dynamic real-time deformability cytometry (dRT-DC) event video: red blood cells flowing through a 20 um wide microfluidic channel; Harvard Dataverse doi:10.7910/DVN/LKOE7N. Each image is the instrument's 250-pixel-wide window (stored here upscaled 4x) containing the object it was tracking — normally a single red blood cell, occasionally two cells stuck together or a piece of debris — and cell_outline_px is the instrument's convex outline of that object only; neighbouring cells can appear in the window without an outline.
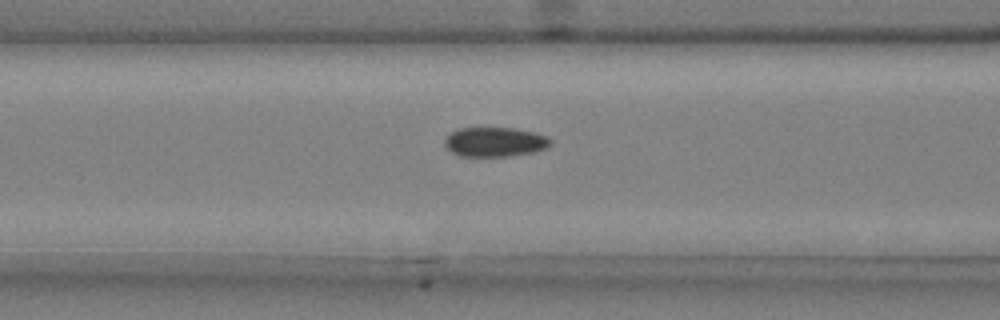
{"species": "common noctule bat (a hibernating species)", "species_latin": "Nyctalus noctula", "temperature_condition": "cold", "stored_images_in_passage": 33, "camera_frame_rate_fps": 3000, "um_per_image_px": 0.085, "animal": {"sex": "male", "body_mass_g": 20.4}, "frame": {"image": 1, "passage_image": 5, "time_ms": 1.333, "image_size_px": [1000, 320], "cell_outline_px": [[552, 144], [548, 148], [532, 152], [512, 156], [460, 156], [444, 148], [444, 140], [448, 132], [456, 128], [516, 128], [532, 132], [544, 136], [552, 140]], "centroid_in_image_um": [42.01, 12.06], "position_along_channel_um": 124.6, "area_um2": 18.44}}
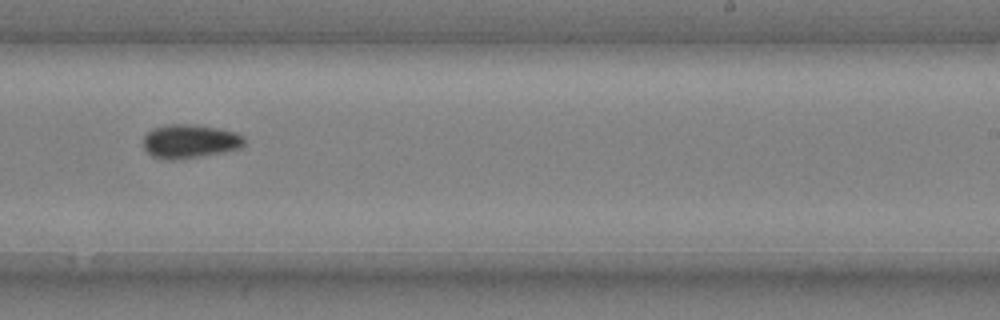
{"frame": {"image": 2, "passage_image": 17, "time_ms": 5.333, "image_size_px": [1000, 320], "cell_outline_px": [[244, 144], [240, 148], [224, 152], [176, 160], [168, 160], [152, 156], [144, 148], [144, 136], [152, 128], [168, 124], [192, 124], [216, 128], [236, 132], [244, 136]], "centroid_in_image_um": [16.13, 12.01], "position_along_channel_um": 272.9, "area_um2": 19.88}}
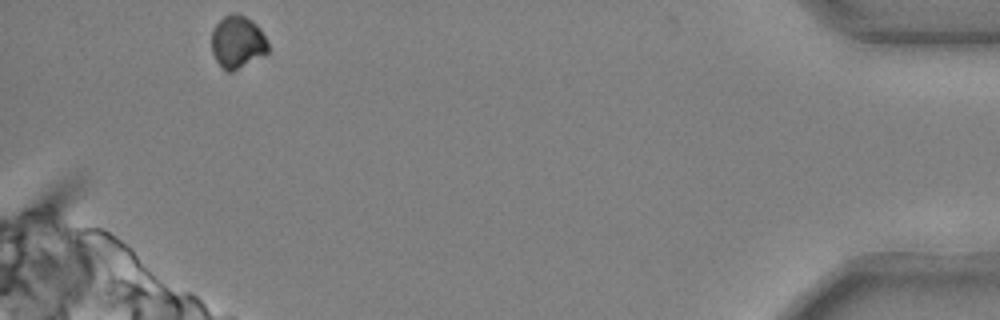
{"frame": {"image": 3, "passage_image": 33, "time_ms": 10.667, "image_size_px": [1000, 320], "cell_outline_px": [[268, 52], [232, 72], [228, 72], [216, 60], [212, 52], [212, 28], [224, 16], [232, 12], [244, 16], [252, 20], [260, 28], [268, 44]], "centroid_in_image_um": [20.17, 3.55], "position_along_channel_um": 415.0, "area_um2": 17.11}}